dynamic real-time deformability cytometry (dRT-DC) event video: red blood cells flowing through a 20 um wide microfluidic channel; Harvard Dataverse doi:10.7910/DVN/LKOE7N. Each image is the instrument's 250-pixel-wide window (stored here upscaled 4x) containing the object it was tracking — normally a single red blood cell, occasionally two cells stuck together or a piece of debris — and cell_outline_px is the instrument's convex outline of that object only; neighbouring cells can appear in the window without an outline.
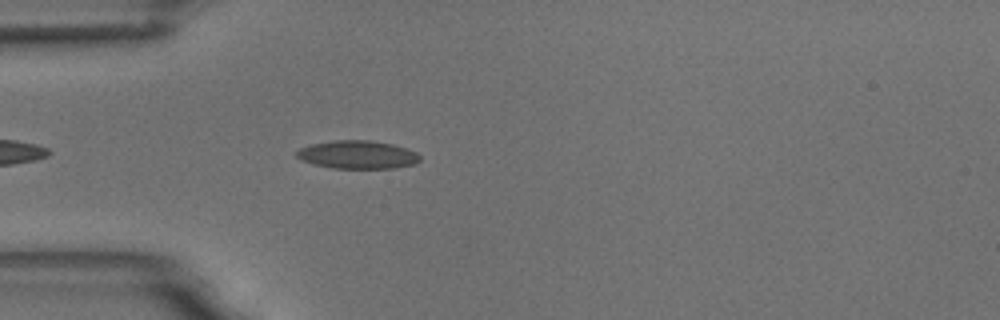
{"species": "common noctule bat (a hibernating species)", "species_latin": "Nyctalus noctula", "temperature_condition": "room temperature", "stored_images_in_passage": 6, "camera_frame_rate_fps": 3000, "um_per_image_px": 0.085, "animal": {"sex": "male", "body_mass_g": 18.8}, "frame": {"image": 1, "passage_image": 2, "time_ms": 0.333, "image_size_px": [1000, 320], "cell_outline_px": [[420, 160], [416, 164], [392, 168], [332, 168], [316, 164], [304, 160], [296, 156], [296, 152], [300, 148], [312, 144], [332, 140], [372, 140], [392, 144], [416, 152], [420, 156]], "centroid_in_image_um": [30.42, 13.14], "position_along_channel_um": 54.6, "area_um2": 20.06}}